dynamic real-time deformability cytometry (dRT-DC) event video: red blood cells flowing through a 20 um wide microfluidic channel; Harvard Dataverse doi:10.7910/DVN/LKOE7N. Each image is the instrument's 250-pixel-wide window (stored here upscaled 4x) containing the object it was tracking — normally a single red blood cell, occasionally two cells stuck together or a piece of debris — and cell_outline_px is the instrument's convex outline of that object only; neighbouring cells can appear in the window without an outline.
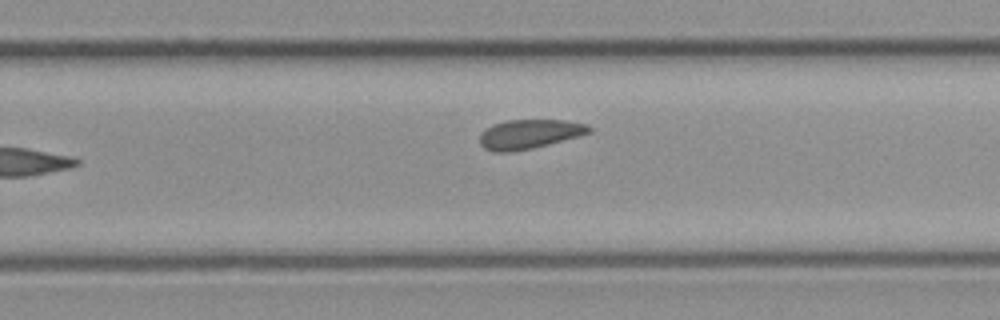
{"species": "common noctule bat (a hibernating species)", "species_latin": "Nyctalus noctula", "temperature_condition": "cold", "stored_images_in_passage": 15, "camera_frame_rate_fps": 3000, "um_per_image_px": 0.085, "animal": {"sex": "female", "body_mass_g": 21.9}, "frame": {"image": 1, "passage_image": 15, "time_ms": 4.667, "image_size_px": [1000, 320], "cell_outline_px": [[592, 132], [548, 144], [532, 148], [512, 152], [492, 152], [484, 148], [480, 144], [480, 132], [492, 124], [508, 120], [564, 120], [588, 124], [592, 128]], "centroid_in_image_um": [44.97, 11.39], "position_along_channel_um": 284.8, "area_um2": 18.73}}